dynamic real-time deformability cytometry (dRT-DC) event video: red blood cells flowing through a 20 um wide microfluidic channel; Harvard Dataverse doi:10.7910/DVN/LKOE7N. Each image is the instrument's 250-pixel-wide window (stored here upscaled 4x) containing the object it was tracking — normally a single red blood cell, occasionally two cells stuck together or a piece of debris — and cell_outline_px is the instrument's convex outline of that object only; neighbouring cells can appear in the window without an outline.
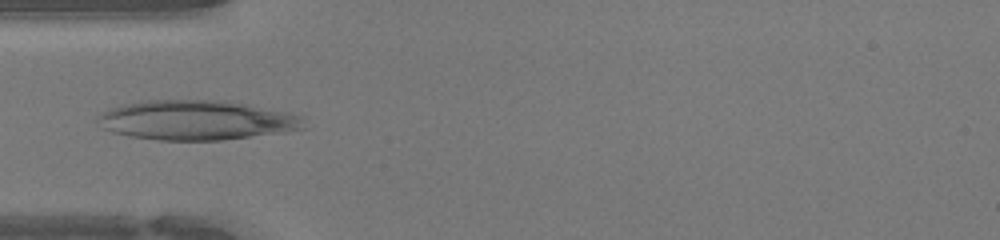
{"species": "human", "species_latin": "Homo sapiens", "temperature_condition": "warm", "stored_images_in_passage": 29, "camera_frame_rate_fps": 3000, "um_per_image_px": 0.085, "donor": {"sex": "female"}, "frame": {"image": 1, "passage_image": 2, "time_ms": 0.333, "image_size_px": [1000, 240], "cell_outline_px": [[308, 128], [284, 132], [224, 140], [160, 140], [128, 136], [112, 132], [104, 128], [96, 120], [96, 116], [112, 108], [128, 104], [148, 100], [212, 100], [240, 104], [284, 112], [300, 116]], "centroid_in_image_um": [16.68, 10.24], "position_along_channel_um": 68.3, "area_um2": 46.93}}
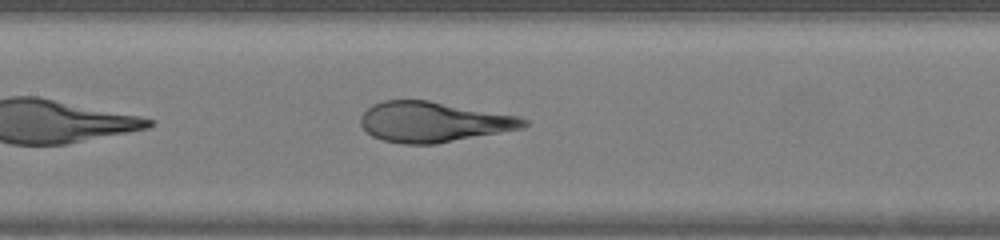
{"frame": {"image": 2, "passage_image": 9, "time_ms": 2.667, "image_size_px": [1000, 240], "cell_outline_px": [[528, 124], [524, 128], [436, 144], [404, 144], [384, 140], [372, 136], [360, 124], [360, 116], [372, 104], [384, 100], [428, 100], [520, 116], [528, 120]], "centroid_in_image_um": [36.86, 10.36], "position_along_channel_um": 170.5, "area_um2": 38.38}}
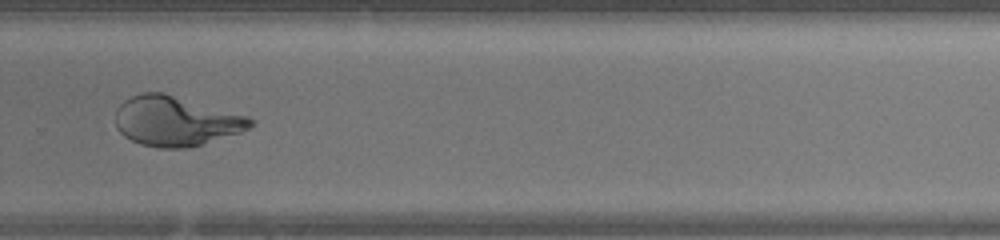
{"frame": {"image": 3, "passage_image": 19, "time_ms": 6.0, "image_size_px": [1000, 240], "cell_outline_px": [[256, 120], [248, 128], [240, 132], [188, 148], [160, 148], [140, 144], [124, 136], [116, 128], [116, 108], [124, 100], [132, 96], [144, 92], [164, 92], [248, 116]], "centroid_in_image_um": [14.92, 10.28], "position_along_channel_um": 314.9, "area_um2": 39.07}}